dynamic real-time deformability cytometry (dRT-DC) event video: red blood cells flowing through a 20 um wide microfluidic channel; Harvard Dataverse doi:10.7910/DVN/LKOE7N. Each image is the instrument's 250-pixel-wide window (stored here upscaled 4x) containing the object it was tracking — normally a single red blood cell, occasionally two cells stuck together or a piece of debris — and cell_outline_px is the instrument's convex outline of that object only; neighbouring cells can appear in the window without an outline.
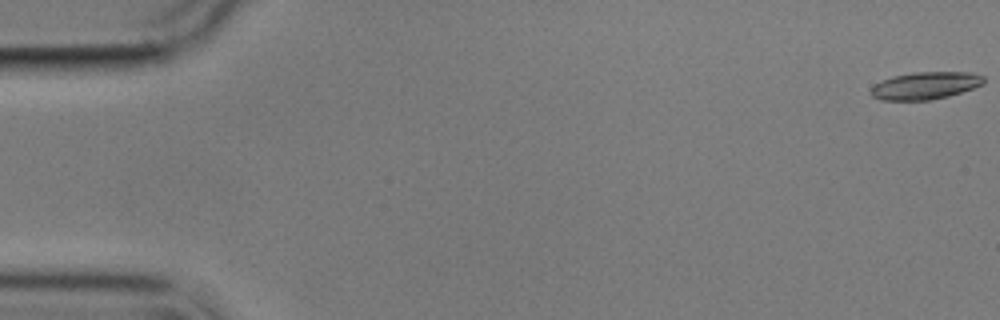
{"species": "common noctule bat (a hibernating species)", "species_latin": "Nyctalus noctula", "temperature_condition": "cold", "stored_images_in_passage": 7, "camera_frame_rate_fps": 3000, "um_per_image_px": 0.085, "animal": {"sex": "male", "body_mass_g": 17.9}, "frame": {"image": 1, "passage_image": 1, "time_ms": 0.0, "image_size_px": [1000, 320], "cell_outline_px": [[984, 84], [948, 96], [928, 100], [880, 100], [872, 96], [868, 92], [876, 84], [892, 76], [916, 72], [972, 72], [984, 76]], "centroid_in_image_um": [78.65, 7.27], "position_along_channel_um": 6.3, "area_um2": 17.92}}
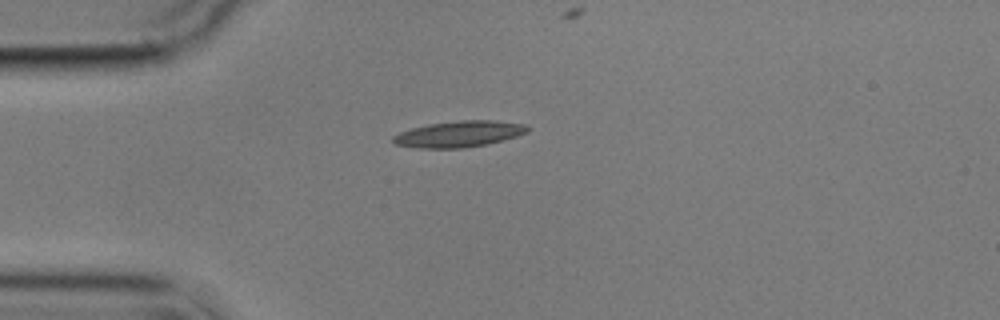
{"frame": {"image": 2, "passage_image": 5, "time_ms": 4.667, "image_size_px": [1000, 320], "cell_outline_px": [[532, 128], [528, 132], [516, 136], [488, 144], [464, 148], [416, 148], [396, 144], [392, 140], [392, 136], [400, 132], [412, 128], [428, 124], [460, 120], [496, 120], [524, 124]], "centroid_in_image_um": [39.04, 11.39], "position_along_channel_um": 46.0, "area_um2": 20.58}}
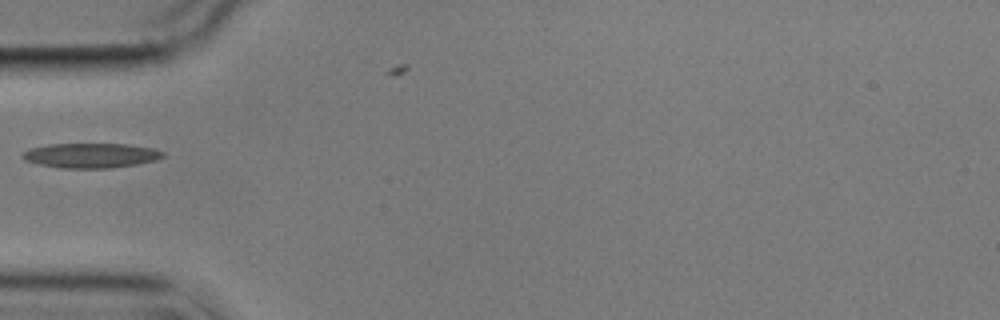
{"frame": {"image": 3, "passage_image": 6, "time_ms": 6.0, "image_size_px": [1000, 320], "cell_outline_px": [[164, 156], [156, 160], [136, 164], [112, 168], [60, 168], [40, 164], [24, 160], [20, 156], [28, 148], [48, 144], [128, 144], [156, 148], [164, 152]], "centroid_in_image_um": [7.73, 13.21], "position_along_channel_um": 77.3, "area_um2": 20.4}}